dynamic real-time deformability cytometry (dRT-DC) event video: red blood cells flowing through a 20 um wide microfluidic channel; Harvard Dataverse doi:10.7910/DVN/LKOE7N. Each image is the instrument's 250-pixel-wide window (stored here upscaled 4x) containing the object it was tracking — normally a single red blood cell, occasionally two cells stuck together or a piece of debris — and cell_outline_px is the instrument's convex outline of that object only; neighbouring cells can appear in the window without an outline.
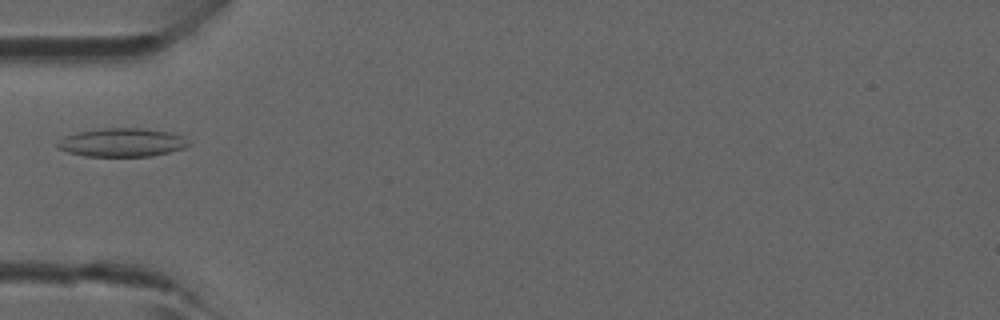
{"species": "common noctule bat (a hibernating species)", "species_latin": "Nyctalus noctula", "temperature_condition": "room temperature", "stored_images_in_passage": 31, "camera_frame_rate_fps": 3000, "um_per_image_px": 0.085, "animal": {"sex": "male", "forearm_length_mm": 52.5}, "frame": {"image": 1, "passage_image": 1, "time_ms": 0.0, "image_size_px": [1000, 320], "cell_outline_px": [[192, 144], [184, 148], [152, 156], [84, 156], [68, 152], [56, 148], [56, 144], [64, 136], [76, 132], [104, 128], [144, 128], [172, 132], [180, 136]], "centroid_in_image_um": [10.35, 12.1], "position_along_channel_um": 74.6, "area_um2": 21.85}}